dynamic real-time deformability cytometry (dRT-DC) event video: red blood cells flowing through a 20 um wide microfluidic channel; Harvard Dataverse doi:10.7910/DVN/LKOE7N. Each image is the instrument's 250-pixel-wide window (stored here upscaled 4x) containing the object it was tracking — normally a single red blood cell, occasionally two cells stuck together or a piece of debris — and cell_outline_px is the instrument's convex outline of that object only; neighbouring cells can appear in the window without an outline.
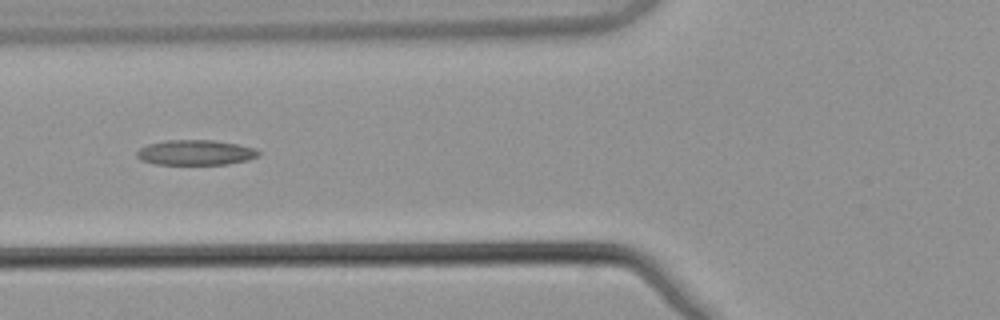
{"species": "common noctule bat (a hibernating species)", "species_latin": "Nyctalus noctula", "temperature_condition": "warm", "stored_images_in_passage": 4, "camera_frame_rate_fps": 3000, "um_per_image_px": 0.085, "animal": {"sex": "male", "body_mass_g": 21.5, "forearm_length_mm": 52.0}, "frame": {"image": 1, "passage_image": 4, "time_ms": 1.0, "image_size_px": [1000, 320], "cell_outline_px": [[260, 156], [248, 160], [228, 164], [156, 164], [140, 160], [136, 156], [136, 152], [140, 148], [148, 144], [164, 140], [212, 140], [236, 144], [252, 148], [260, 152]], "centroid_in_image_um": [16.59, 12.97], "position_along_channel_um": 109.2, "area_um2": 17.8}}